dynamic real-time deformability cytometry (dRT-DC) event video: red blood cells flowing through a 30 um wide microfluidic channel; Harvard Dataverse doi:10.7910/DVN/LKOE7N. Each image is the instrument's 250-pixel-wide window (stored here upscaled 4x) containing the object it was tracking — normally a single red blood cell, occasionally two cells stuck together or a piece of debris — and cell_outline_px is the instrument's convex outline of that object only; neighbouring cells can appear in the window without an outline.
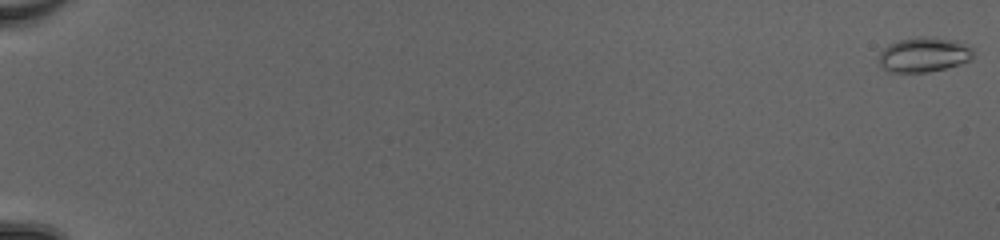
{"species": "common noctule bat (a hibernating species)", "species_latin": "Nyctalus noctula", "temperature_condition": "cold", "stored_images_in_passage": 52, "camera_frame_rate_fps": 3000, "um_per_image_px": 0.085, "animal": {"sex": "female", "body_mass_g": 20.0, "forearm_length_mm": 54.0}, "frame": {"image": 1, "passage_image": 1, "time_ms": 0.0, "image_size_px": [1000, 240], "cell_outline_px": [[972, 60], [960, 64], [928, 72], [888, 72], [876, 60], [880, 52], [888, 44], [900, 40], [920, 36], [924, 36], [956, 40], [972, 48]], "centroid_in_image_um": [78.5, 4.65], "position_along_channel_um": 6.5, "area_um2": 19.19}}
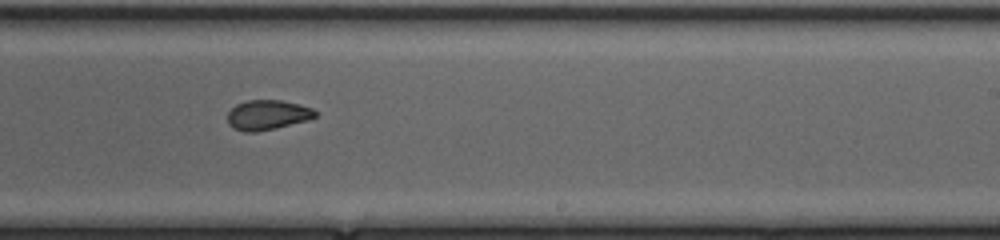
{"frame": {"image": 2, "passage_image": 35, "time_ms": 11.333, "image_size_px": [1000, 240], "cell_outline_px": [[316, 116], [308, 120], [276, 128], [256, 132], [244, 132], [232, 128], [228, 124], [228, 112], [236, 104], [248, 100], [280, 100], [300, 104], [312, 108], [316, 112]], "centroid_in_image_um": [22.72, 9.77], "position_along_channel_um": 266.3, "area_um2": 15.32}}
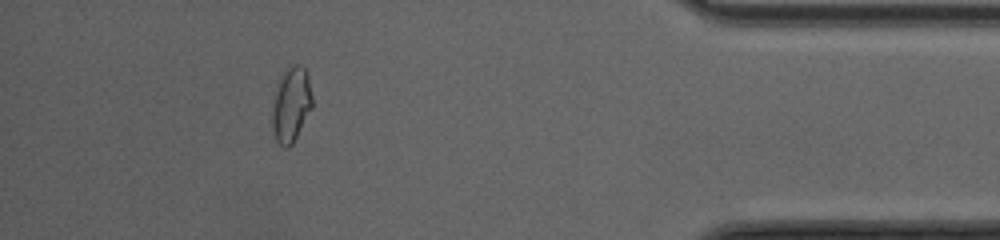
{"frame": {"image": 3, "passage_image": 48, "time_ms": 15.667, "image_size_px": [1000, 240], "cell_outline_px": [[312, 108], [292, 144], [288, 148], [284, 148], [276, 140], [272, 128], [272, 112], [276, 92], [280, 80], [288, 64], [296, 64], [304, 68], [308, 76], [312, 96]], "centroid_in_image_um": [24.76, 8.9], "position_along_channel_um": 410.4, "area_um2": 17.22}, "authors_computed_cell_mechanics": {"area_um2": 16.4441, "velocity_mm_per_s": 4.2067, "shape_relaxation_time_tau1_ms": null, "shape_relaxation_time_tau2_ms": 1.7056, "deformation_change_tau1": null, "deformation_change_tau2": 0.0678}}